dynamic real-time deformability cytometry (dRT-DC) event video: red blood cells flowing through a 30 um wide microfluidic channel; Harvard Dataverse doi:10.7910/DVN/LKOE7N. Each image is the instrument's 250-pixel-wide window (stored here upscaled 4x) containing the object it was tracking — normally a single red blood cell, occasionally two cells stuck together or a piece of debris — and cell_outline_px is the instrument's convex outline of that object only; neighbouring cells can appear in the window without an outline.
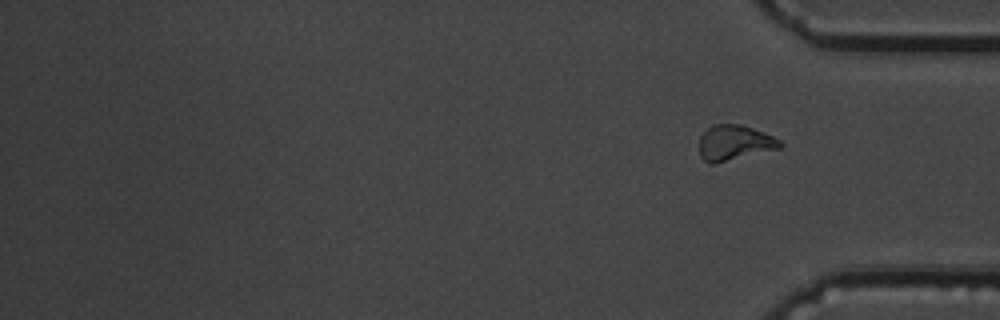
{"species": "common noctule bat (a hibernating species)", "species_latin": "Nyctalus noctula", "temperature_condition": "cold", "stored_images_in_passage": 15, "segment_of_instrument_passage": [2, 2], "camera_frame_rate_fps": 3000, "um_per_image_px": 0.085, "animal": {"sex": "male", "body_mass_g": 19.5, "forearm_length_mm": 54.6}, "frame": {"image": 1, "passage_image": 15, "time_ms": 4.667, "image_size_px": [1000, 320], "cell_outline_px": [[784, 144], [780, 148], [712, 164], [708, 164], [700, 156], [700, 136], [712, 124], [740, 124], [764, 132], [780, 140]], "centroid_in_image_um": [62.42, 12.13], "position_along_channel_um": 372.8, "area_um2": 16.47}}